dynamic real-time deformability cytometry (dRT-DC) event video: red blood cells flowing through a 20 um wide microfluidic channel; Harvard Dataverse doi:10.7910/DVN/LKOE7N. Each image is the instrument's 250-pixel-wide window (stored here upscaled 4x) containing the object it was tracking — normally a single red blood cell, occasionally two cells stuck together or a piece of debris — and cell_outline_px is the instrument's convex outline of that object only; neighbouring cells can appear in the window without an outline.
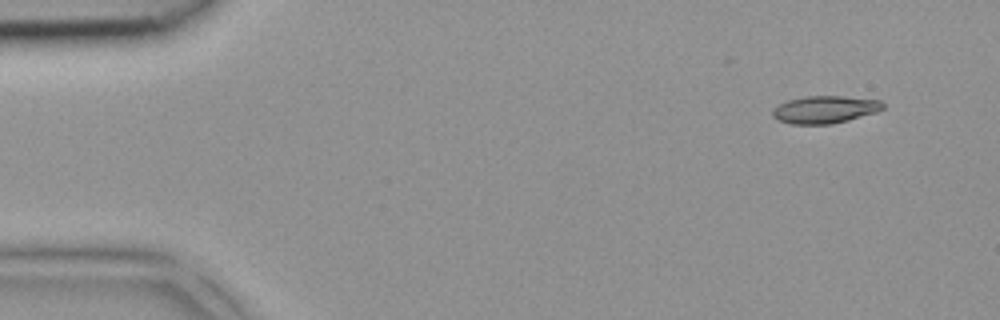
{"species": "common noctule bat (a hibernating species)", "species_latin": "Nyctalus noctula", "temperature_condition": "room temperature", "stored_images_in_passage": 3, "camera_frame_rate_fps": 3000, "um_per_image_px": 0.085, "animal": {"sex": "female", "body_mass_g": 18.4}, "frame": {"image": 1, "passage_image": 1, "time_ms": 0.0, "image_size_px": [1000, 320], "cell_outline_px": [[884, 108], [876, 112], [848, 120], [832, 124], [792, 124], [776, 120], [772, 116], [772, 108], [788, 100], [808, 96], [844, 96], [880, 100], [884, 104]], "centroid_in_image_um": [70.1, 9.31], "position_along_channel_um": 14.9, "area_um2": 17.69}}